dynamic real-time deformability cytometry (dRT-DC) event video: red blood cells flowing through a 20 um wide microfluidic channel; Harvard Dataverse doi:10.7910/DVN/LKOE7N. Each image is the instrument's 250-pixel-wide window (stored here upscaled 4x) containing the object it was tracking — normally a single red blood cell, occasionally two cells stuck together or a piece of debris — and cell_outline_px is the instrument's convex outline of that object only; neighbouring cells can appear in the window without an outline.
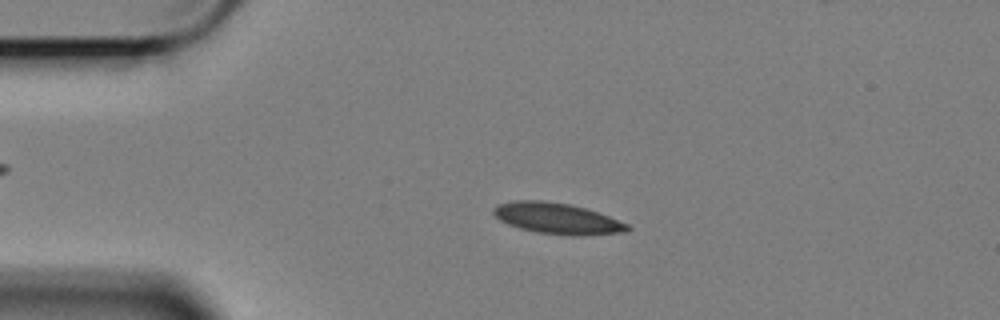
{"species": "Egyptian fruit bat (a non-hibernating species)", "species_latin": "Rousettus aegyptiacus", "temperature_condition": "cold", "stored_images_in_passage": 59, "camera_frame_rate_fps": 3000, "um_per_image_px": 0.085, "animal": {"sex": "female"}, "frame": {"image": 1, "passage_image": 12, "time_ms": 3.667, "image_size_px": [1000, 320], "cell_outline_px": [[632, 228], [624, 232], [584, 236], [568, 236], [536, 232], [520, 228], [508, 224], [500, 220], [492, 212], [492, 208], [496, 204], [512, 200], [544, 200], [568, 204], [588, 208], [628, 224]], "centroid_in_image_um": [47.35, 18.56], "position_along_channel_um": 37.7, "area_um2": 24.51}}
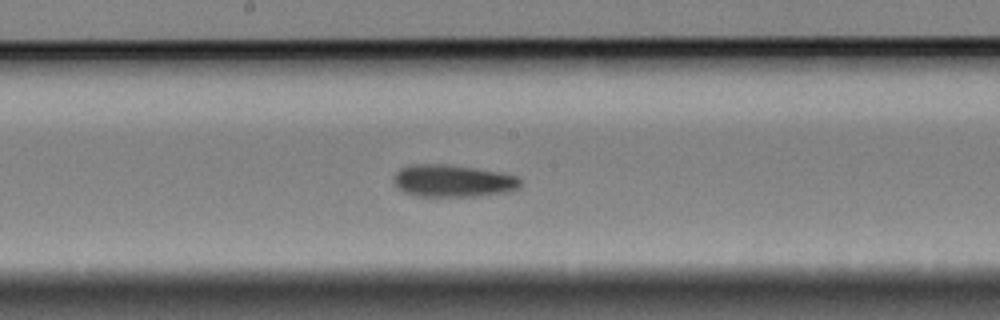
{"frame": {"image": 2, "passage_image": 30, "time_ms": 9.667, "image_size_px": [1000, 320], "cell_outline_px": [[520, 188], [504, 192], [480, 196], [416, 196], [404, 192], [396, 188], [392, 180], [392, 176], [400, 168], [408, 164], [448, 164], [476, 168], [500, 172], [520, 176]], "centroid_in_image_um": [38.45, 15.36], "position_along_channel_um": 209.7, "area_um2": 24.22}}
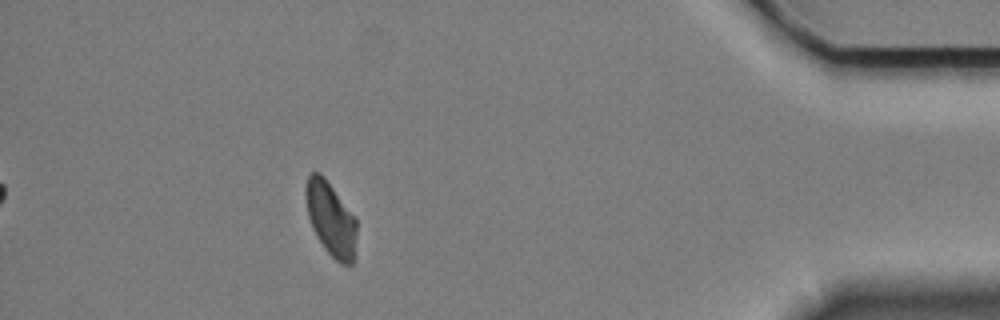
{"frame": {"image": 3, "passage_image": 52, "time_ms": 17.0, "image_size_px": [1000, 320], "cell_outline_px": [[356, 256], [352, 264], [340, 264], [324, 248], [316, 236], [312, 228], [308, 216], [304, 196], [304, 188], [308, 176], [312, 172], [320, 172], [324, 176], [356, 220]], "centroid_in_image_um": [28.1, 18.62], "position_along_channel_um": 407.1, "area_um2": 22.02}, "authors_computed_cell_mechanics": {"area_um2": 23.2356, "velocity_mm_per_s": 3.3711, "shape_relaxation_time_tau1_ms": 7.7373, "shape_relaxation_time_tau2_ms": 3.3688, "deformation_change_tau1": 0.1359, "deformation_change_tau2": 0.0884}}